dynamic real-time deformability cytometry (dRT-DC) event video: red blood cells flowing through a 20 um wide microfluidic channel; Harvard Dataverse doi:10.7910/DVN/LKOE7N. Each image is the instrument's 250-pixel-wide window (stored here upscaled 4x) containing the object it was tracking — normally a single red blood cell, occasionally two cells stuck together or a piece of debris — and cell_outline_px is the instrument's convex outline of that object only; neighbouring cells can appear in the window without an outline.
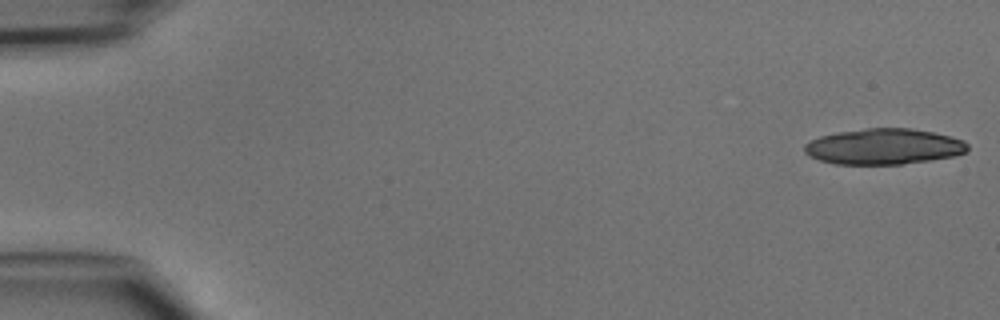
{"species": "common noctule bat (a hibernating species)", "species_latin": "Nyctalus noctula", "temperature_condition": "cold", "stored_images_in_passage": 23, "camera_frame_rate_fps": 3000, "um_per_image_px": 0.085, "animal": {"sex": "male", "body_mass_g": 15.6}, "frame": {"image": 1, "passage_image": 1, "time_ms": 0.0, "image_size_px": [1000, 320], "cell_outline_px": [[968, 152], [952, 156], [928, 160], [900, 164], [836, 164], [820, 160], [808, 156], [804, 152], [804, 144], [820, 136], [840, 132], [868, 128], [912, 128], [932, 132], [964, 140], [968, 144]], "centroid_in_image_um": [75.12, 12.46], "position_along_channel_um": 9.9, "area_um2": 33.81}}